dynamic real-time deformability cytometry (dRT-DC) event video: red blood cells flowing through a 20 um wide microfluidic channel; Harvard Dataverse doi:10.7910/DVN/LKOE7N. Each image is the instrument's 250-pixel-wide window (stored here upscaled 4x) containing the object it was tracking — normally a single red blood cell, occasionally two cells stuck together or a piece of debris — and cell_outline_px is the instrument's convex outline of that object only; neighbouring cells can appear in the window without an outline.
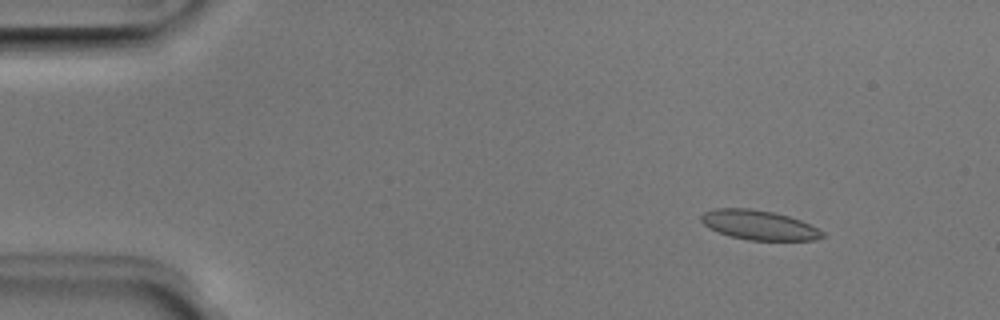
{"species": "Egyptian fruit bat (a non-hibernating species)", "species_latin": "Rousettus aegyptiacus", "temperature_condition": "room temperature", "stored_images_in_passage": 15, "camera_frame_rate_fps": 3000, "um_per_image_px": 0.085, "animal": {"sex": "male"}, "frame": {"image": 1, "passage_image": 6, "time_ms": 1.667, "image_size_px": [1000, 320], "cell_outline_px": [[824, 236], [812, 240], [748, 240], [728, 236], [708, 228], [700, 220], [700, 216], [704, 212], [716, 208], [748, 208], [772, 212], [788, 216], [800, 220], [824, 232]], "centroid_in_image_um": [64.45, 19.13], "position_along_channel_um": 20.5, "area_um2": 20.75}}